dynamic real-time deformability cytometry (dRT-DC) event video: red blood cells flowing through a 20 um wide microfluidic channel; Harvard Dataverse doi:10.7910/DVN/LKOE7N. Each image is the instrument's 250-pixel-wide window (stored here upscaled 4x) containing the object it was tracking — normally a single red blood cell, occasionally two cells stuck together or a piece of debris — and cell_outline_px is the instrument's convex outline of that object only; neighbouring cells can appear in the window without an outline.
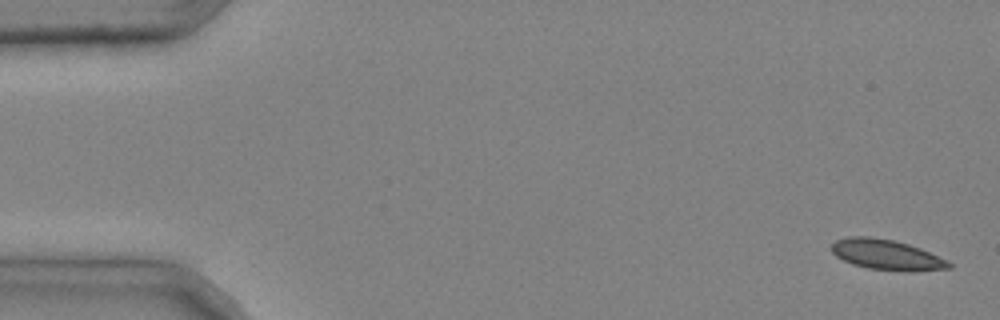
{"species": "common noctule bat (a hibernating species)", "species_latin": "Nyctalus noctula", "temperature_condition": "cold", "stored_images_in_passage": 5, "camera_frame_rate_fps": 3000, "um_per_image_px": 0.085, "animal": {"sex": "male", "body_mass_g": 20.4}, "frame": {"image": 1, "passage_image": 1, "time_ms": 0.0, "image_size_px": [1000, 320], "cell_outline_px": [[952, 268], [868, 268], [852, 264], [836, 256], [832, 252], [832, 244], [836, 240], [848, 236], [868, 236], [892, 240], [908, 244], [920, 248], [952, 264]], "centroid_in_image_um": [75.2, 21.58], "position_along_channel_um": 9.8, "area_um2": 19.31}}